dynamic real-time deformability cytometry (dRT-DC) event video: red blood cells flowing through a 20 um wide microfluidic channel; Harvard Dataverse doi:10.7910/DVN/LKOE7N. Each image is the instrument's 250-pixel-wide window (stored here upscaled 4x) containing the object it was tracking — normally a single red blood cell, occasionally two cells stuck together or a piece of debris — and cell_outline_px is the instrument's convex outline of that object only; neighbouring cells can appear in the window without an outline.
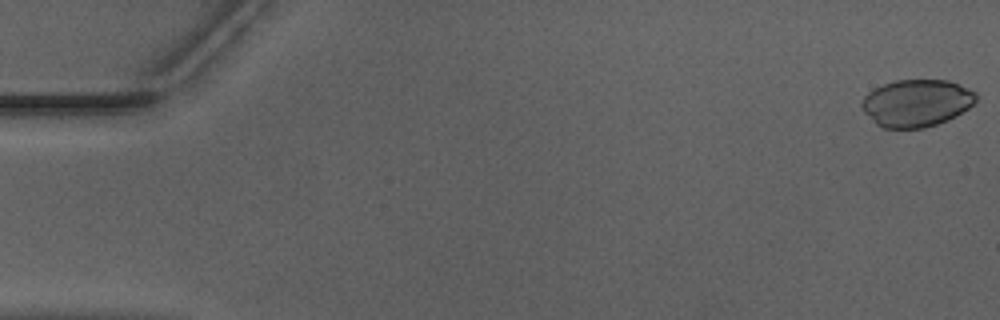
{"species": "Egyptian fruit bat (a non-hibernating species)", "species_latin": "Rousettus aegyptiacus", "temperature_condition": "warm", "stored_images_in_passage": 12, "camera_frame_rate_fps": 3000, "um_per_image_px": 0.085, "animal": {"sex": "male"}, "frame": {"image": 1, "passage_image": 1, "time_ms": 0.0, "image_size_px": [1000, 320], "cell_outline_px": [[976, 100], [968, 108], [956, 116], [948, 120], [924, 128], [884, 128], [876, 124], [860, 108], [860, 104], [864, 96], [868, 92], [884, 84], [896, 80], [948, 80], [976, 92]], "centroid_in_image_um": [77.88, 8.76], "position_along_channel_um": 7.1, "area_um2": 31.39}}